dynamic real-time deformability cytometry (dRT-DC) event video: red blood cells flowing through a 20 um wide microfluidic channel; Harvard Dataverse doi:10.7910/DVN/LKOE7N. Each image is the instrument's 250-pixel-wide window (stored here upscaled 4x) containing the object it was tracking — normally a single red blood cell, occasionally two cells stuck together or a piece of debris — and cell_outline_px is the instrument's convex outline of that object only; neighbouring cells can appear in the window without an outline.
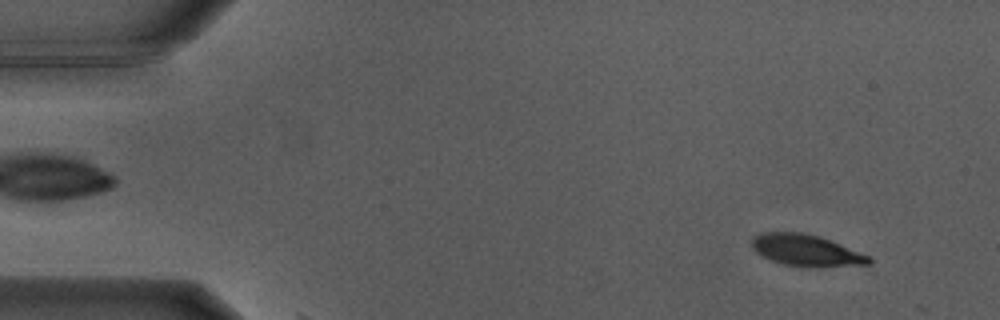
{"species": "Egyptian fruit bat (a non-hibernating species)", "species_latin": "Rousettus aegyptiacus", "temperature_condition": "warm", "stored_images_in_passage": 5, "camera_frame_rate_fps": 3000, "um_per_image_px": 0.085, "animal": {"sex": "male"}, "frame": {"image": 1, "passage_image": 3, "time_ms": 0.667, "image_size_px": [1000, 320], "cell_outline_px": [[872, 264], [820, 268], [800, 268], [780, 264], [756, 252], [752, 248], [752, 240], [760, 232], [804, 232], [820, 236], [840, 244], [868, 256], [872, 260]], "centroid_in_image_um": [68.53, 21.31], "position_along_channel_um": 16.5, "area_um2": 21.91}}